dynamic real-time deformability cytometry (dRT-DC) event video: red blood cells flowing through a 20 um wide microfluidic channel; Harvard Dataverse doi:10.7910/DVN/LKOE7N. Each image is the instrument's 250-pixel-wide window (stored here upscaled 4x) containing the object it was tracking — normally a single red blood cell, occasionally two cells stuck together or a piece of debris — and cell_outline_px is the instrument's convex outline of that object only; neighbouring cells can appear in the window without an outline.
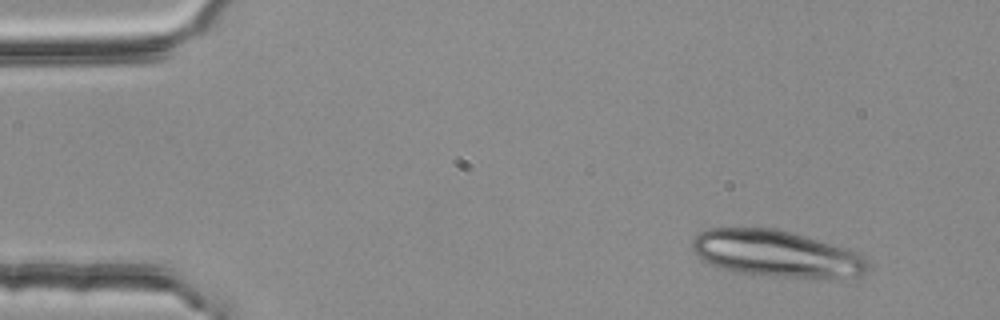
{"species": "common noctule bat (a hibernating species)", "species_latin": "Nyctalus noctula", "temperature_condition": "room temperature", "stored_images_in_passage": 2, "camera_frame_rate_fps": 3000, "um_per_image_px": 0.085, "animal": {"sex": "female", "body_mass_g": 25.1}, "frame": {"image": 1, "passage_image": 2, "time_ms": 0.333, "image_size_px": [1000, 320], "cell_outline_px": [[872, 268], [864, 276], [832, 280], [828, 280], [780, 276], [740, 272], [720, 268], [704, 260], [692, 248], [692, 240], [700, 232], [708, 228], [776, 228], [792, 232], [844, 248], [856, 252], [864, 256], [872, 264]], "centroid_in_image_um": [66.13, 21.59], "position_along_channel_um": 18.9, "area_um2": 48.15}}